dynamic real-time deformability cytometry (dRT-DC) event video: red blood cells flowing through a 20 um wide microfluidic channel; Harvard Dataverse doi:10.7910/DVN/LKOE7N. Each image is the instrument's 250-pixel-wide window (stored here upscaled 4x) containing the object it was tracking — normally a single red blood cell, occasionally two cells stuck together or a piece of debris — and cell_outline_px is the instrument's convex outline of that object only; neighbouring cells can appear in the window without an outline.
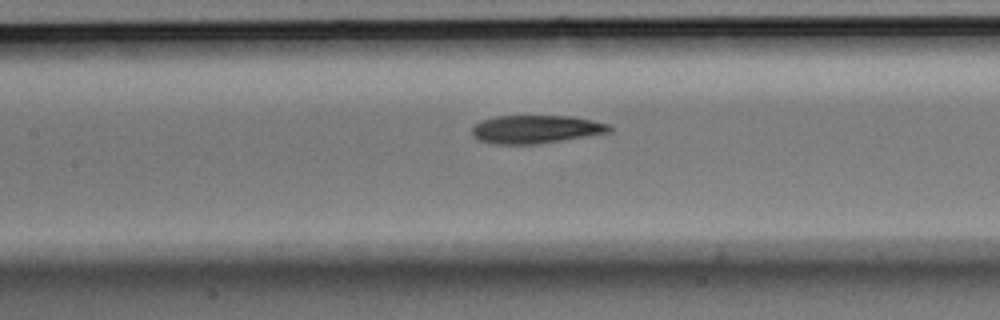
{"species": "Egyptian fruit bat (a non-hibernating species)", "species_latin": "Rousettus aegyptiacus", "temperature_condition": "room temperature", "stored_images_in_passage": 6, "segment_of_instrument_passage": [2, 2], "camera_frame_rate_fps": 3000, "um_per_image_px": 0.085, "animal": {"sex": "male"}, "frame": {"image": 1, "passage_image": 6, "time_ms": 1.667, "image_size_px": [1000, 320], "cell_outline_px": [[612, 132], [536, 144], [496, 144], [480, 140], [472, 132], [472, 128], [476, 124], [484, 120], [496, 116], [572, 116], [592, 120], [608, 124], [612, 128]], "centroid_in_image_um": [45.59, 10.98], "position_along_channel_um": 161.8, "area_um2": 22.25}}